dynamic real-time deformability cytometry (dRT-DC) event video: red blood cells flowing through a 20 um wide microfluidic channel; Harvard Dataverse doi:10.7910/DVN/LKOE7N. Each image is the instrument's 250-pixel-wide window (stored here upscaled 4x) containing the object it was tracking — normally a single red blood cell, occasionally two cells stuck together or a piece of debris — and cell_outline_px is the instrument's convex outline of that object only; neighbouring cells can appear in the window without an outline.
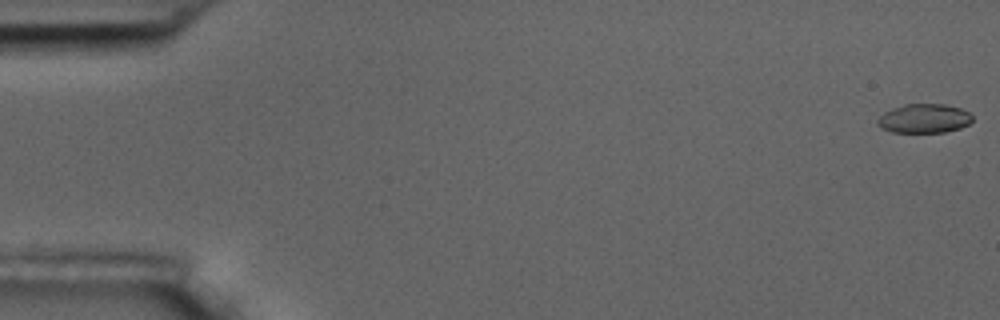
{"species": "common noctule bat (a hibernating species)", "species_latin": "Nyctalus noctula", "temperature_condition": "room temperature", "stored_images_in_passage": 57, "camera_frame_rate_fps": 3000, "um_per_image_px": 0.085, "animal": {"sex": "male", "body_mass_g": 17.5, "forearm_length_mm": 52.3}, "frame": {"image": 1, "passage_image": 1, "time_ms": 0.0, "image_size_px": [1000, 320], "cell_outline_px": [[972, 120], [968, 124], [960, 128], [944, 132], [892, 132], [880, 128], [876, 124], [876, 120], [884, 112], [892, 108], [904, 104], [944, 104], [960, 108], [968, 112], [972, 116]], "centroid_in_image_um": [78.51, 10.07], "position_along_channel_um": 6.5, "area_um2": 16.13}}
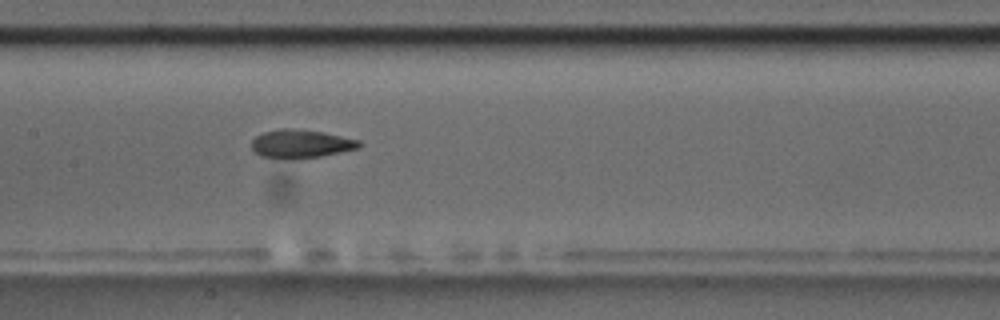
{"frame": {"image": 2, "passage_image": 28, "time_ms": 9.0, "image_size_px": [1000, 320], "cell_outline_px": [[360, 148], [320, 156], [260, 156], [252, 148], [252, 140], [256, 136], [264, 132], [280, 128], [288, 128], [324, 132], [360, 140]], "centroid_in_image_um": [25.61, 12.17], "position_along_channel_um": 181.8, "area_um2": 16.99}}
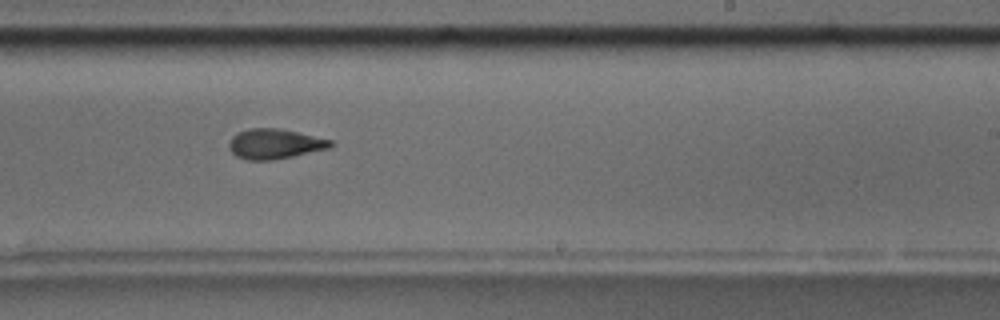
{"frame": {"image": 3, "passage_image": 35, "time_ms": 11.333, "image_size_px": [1000, 320], "cell_outline_px": [[336, 144], [332, 148], [272, 160], [244, 160], [236, 156], [228, 148], [228, 144], [232, 136], [248, 128], [276, 128], [296, 132], [332, 140]], "centroid_in_image_um": [23.36, 12.24], "position_along_channel_um": 265.6, "area_um2": 17.8}, "authors_computed_cell_mechanics": {"area_um2": 17.5712, "velocity_mm_per_s": 3.6019, "shape_relaxation_time_tau1_ms": 8.7092, "shape_relaxation_time_tau2_ms": 2.5819, "deformation_change_tau1": 0.2444, "deformation_change_tau2": 0.094}}